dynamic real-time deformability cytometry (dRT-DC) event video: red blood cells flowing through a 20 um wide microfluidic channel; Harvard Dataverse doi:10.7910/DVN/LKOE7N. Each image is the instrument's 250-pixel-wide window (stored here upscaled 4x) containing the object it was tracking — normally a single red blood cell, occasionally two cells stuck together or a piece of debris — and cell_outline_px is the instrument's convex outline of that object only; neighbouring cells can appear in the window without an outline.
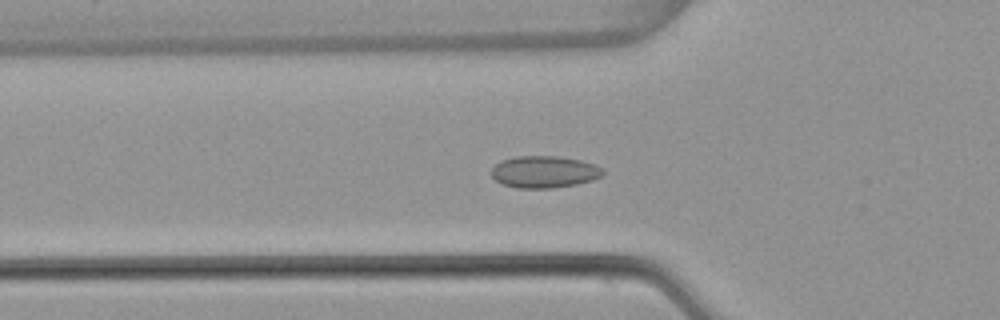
{"species": "common noctule bat (a hibernating species)", "species_latin": "Nyctalus noctula", "temperature_condition": "warm", "stored_images_in_passage": 54, "camera_frame_rate_fps": 3000, "um_per_image_px": 0.085, "animal": {"sex": "female", "body_mass_g": 22.7, "forearm_length_mm": 54.2}, "frame": {"image": 1, "passage_image": 18, "time_ms": 5.667, "image_size_px": [1000, 320], "cell_outline_px": [[604, 172], [600, 176], [592, 180], [576, 184], [552, 188], [516, 188], [504, 184], [496, 180], [492, 176], [492, 168], [500, 160], [516, 156], [560, 156], [580, 160], [596, 164]], "centroid_in_image_um": [46.25, 14.6], "position_along_channel_um": 79.6, "area_um2": 20.69}}
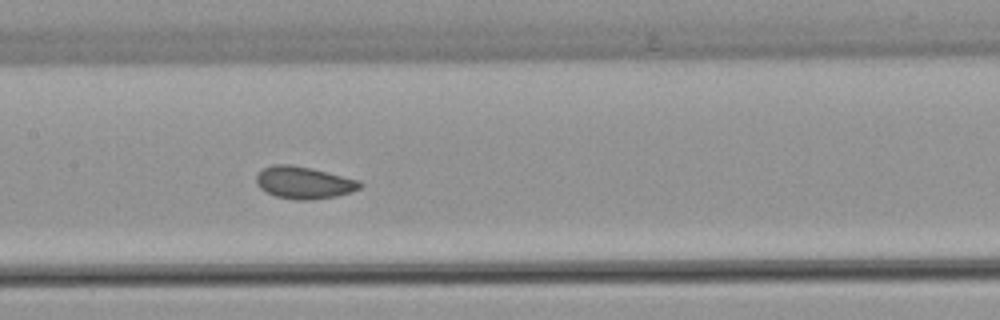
{"frame": {"image": 2, "passage_image": 26, "time_ms": 8.333, "image_size_px": [1000, 320], "cell_outline_px": [[364, 184], [360, 188], [352, 192], [336, 196], [312, 200], [296, 200], [276, 196], [260, 188], [256, 184], [256, 176], [264, 168], [272, 164], [292, 164], [312, 168], [360, 180]], "centroid_in_image_um": [25.86, 15.52], "position_along_channel_um": 181.5, "area_um2": 19.59}}
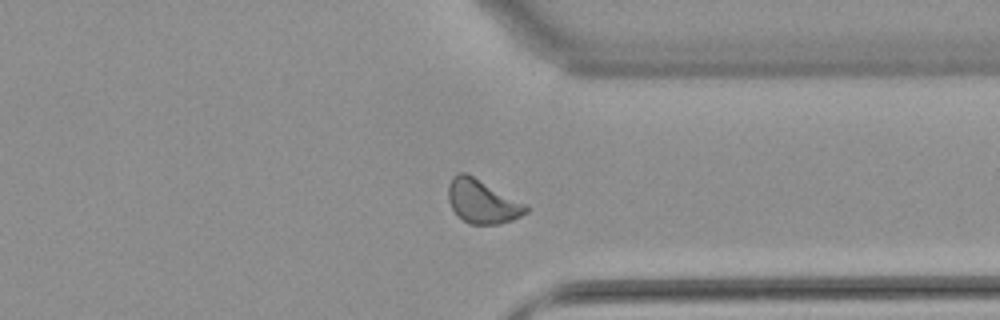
{"frame": {"image": 3, "passage_image": 41, "time_ms": 13.333, "image_size_px": [1000, 320], "cell_outline_px": [[528, 212], [512, 220], [500, 224], [468, 224], [456, 216], [448, 200], [448, 184], [452, 176], [456, 172], [464, 172], [528, 204]], "centroid_in_image_um": [40.98, 17.13], "position_along_channel_um": 370.4, "area_um2": 20.0}, "authors_computed_cell_mechanics": {"area_um2": 19.652, "velocity_mm_per_s": 3.8089, "shape_relaxation_time_tau1_ms": 11.3507, "shape_relaxation_time_tau2_ms": 2.4275, "deformation_change_tau1": 0.0946, "deformation_change_tau2": 0.0476}}